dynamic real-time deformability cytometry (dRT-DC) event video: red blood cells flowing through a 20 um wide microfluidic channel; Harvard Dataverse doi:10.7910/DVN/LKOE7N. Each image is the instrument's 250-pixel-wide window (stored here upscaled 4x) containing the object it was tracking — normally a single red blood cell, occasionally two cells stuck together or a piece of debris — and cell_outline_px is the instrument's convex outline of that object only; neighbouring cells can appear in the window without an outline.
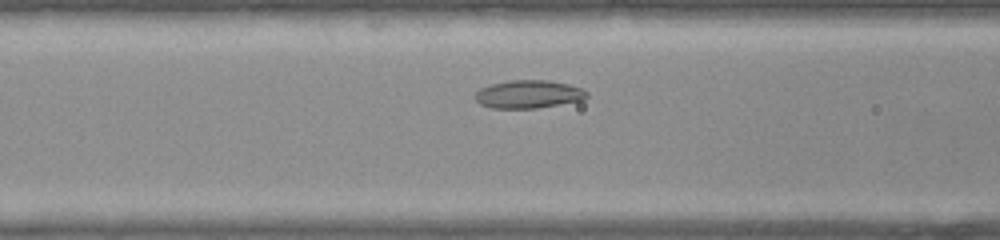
{"species": "common noctule bat (a hibernating species)", "species_latin": "Nyctalus noctula", "temperature_condition": "warm", "stored_images_in_passage": 32, "camera_frame_rate_fps": 3000, "um_per_image_px": 0.085, "animal": {"sex": "female", "body_mass_g": 22.0, "forearm_length_mm": 56.7}, "frame": {"image": 1, "passage_image": 8, "time_ms": 2.333, "image_size_px": [1000, 240], "cell_outline_px": [[588, 96], [580, 100], [536, 108], [492, 108], [480, 104], [472, 96], [480, 88], [492, 84], [508, 80], [548, 80], [568, 84], [584, 88], [588, 92]], "centroid_in_image_um": [44.9, 8.0], "position_along_channel_um": 121.7, "area_um2": 18.26}}
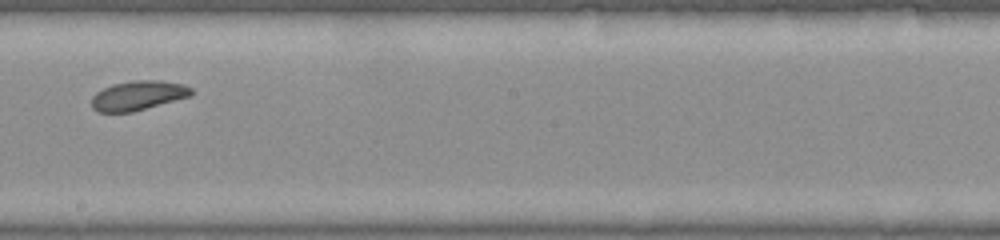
{"frame": {"image": 2, "passage_image": 15, "time_ms": 4.667, "image_size_px": [1000, 240], "cell_outline_px": [[192, 96], [132, 112], [96, 112], [92, 108], [92, 96], [96, 92], [112, 84], [136, 80], [160, 80], [184, 84], [192, 88]], "centroid_in_image_um": [11.75, 8.12], "position_along_channel_um": 236.5, "area_um2": 17.22}}
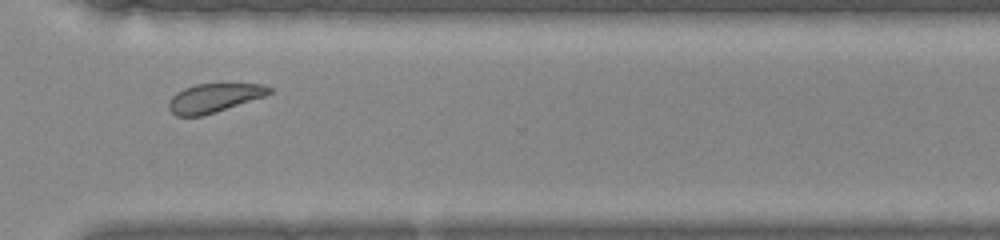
{"frame": {"image": 3, "passage_image": 22, "time_ms": 7.0, "image_size_px": [1000, 240], "cell_outline_px": [[272, 92], [264, 96], [216, 112], [200, 116], [176, 116], [168, 108], [168, 100], [176, 92], [184, 88], [196, 84], [264, 84], [272, 88]], "centroid_in_image_um": [18.17, 8.32], "position_along_channel_um": 352.4, "area_um2": 16.82}}